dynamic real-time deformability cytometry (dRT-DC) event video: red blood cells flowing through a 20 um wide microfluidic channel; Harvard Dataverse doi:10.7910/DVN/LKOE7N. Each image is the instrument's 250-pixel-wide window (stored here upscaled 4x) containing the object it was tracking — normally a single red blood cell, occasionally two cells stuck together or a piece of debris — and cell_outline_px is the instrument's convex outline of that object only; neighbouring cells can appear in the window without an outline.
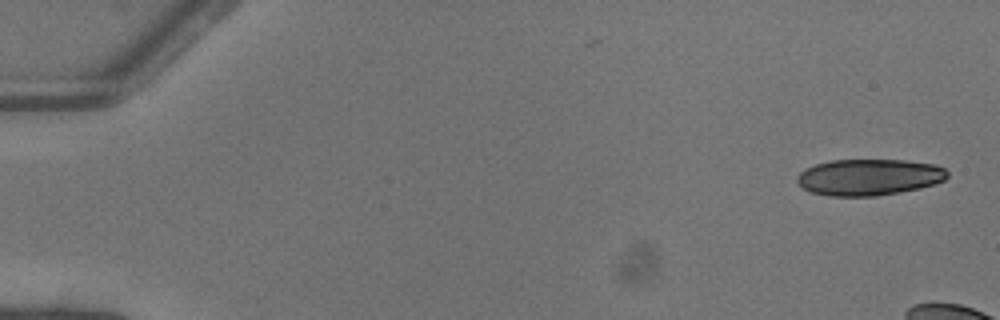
{"species": "common noctule bat (a hibernating species)", "species_latin": "Nyctalus noctula", "temperature_condition": "warm", "stored_images_in_passage": 10, "camera_frame_rate_fps": 3000, "um_per_image_px": 0.085, "animal": {"sex": "female"}, "frame": {"image": 1, "passage_image": 1, "time_ms": 0.0, "image_size_px": [1000, 320], "cell_outline_px": [[948, 176], [944, 180], [936, 184], [920, 188], [900, 192], [876, 196], [828, 196], [812, 192], [804, 188], [796, 180], [796, 176], [804, 168], [816, 164], [832, 160], [904, 160], [936, 164], [944, 168], [948, 172]], "centroid_in_image_um": [73.88, 15.06], "position_along_channel_um": 11.1, "area_um2": 32.02}}